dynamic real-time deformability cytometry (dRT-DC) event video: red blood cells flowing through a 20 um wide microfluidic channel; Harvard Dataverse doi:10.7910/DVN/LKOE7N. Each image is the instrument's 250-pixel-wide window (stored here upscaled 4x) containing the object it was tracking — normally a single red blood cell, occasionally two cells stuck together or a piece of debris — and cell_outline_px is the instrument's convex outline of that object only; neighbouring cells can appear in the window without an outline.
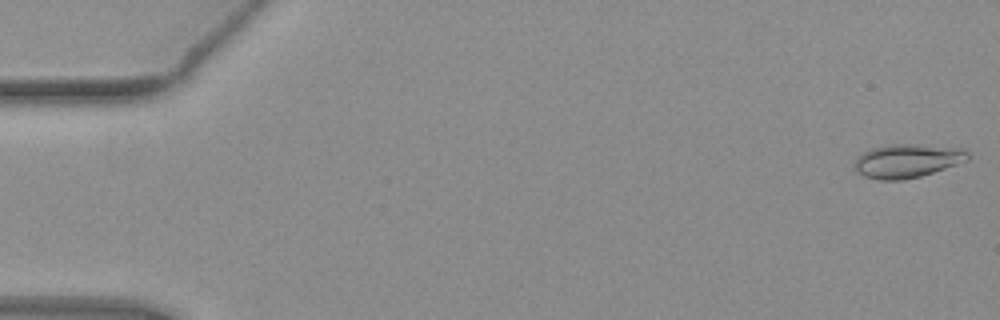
{"species": "common noctule bat (a hibernating species)", "species_latin": "Nyctalus noctula", "temperature_condition": "warm", "stored_images_in_passage": 15, "camera_frame_rate_fps": 3000, "um_per_image_px": 0.085, "animal": {"sex": "female", "body_mass_g": 19.3, "forearm_length_mm": 54.1}, "frame": {"image": 1, "passage_image": 1, "time_ms": 0.0, "image_size_px": [1000, 320], "cell_outline_px": [[968, 160], [920, 176], [904, 180], [880, 180], [864, 176], [856, 168], [856, 156], [868, 148], [892, 144], [900, 144], [968, 148]], "centroid_in_image_um": [77.11, 13.66], "position_along_channel_um": 7.9, "area_um2": 22.02}}